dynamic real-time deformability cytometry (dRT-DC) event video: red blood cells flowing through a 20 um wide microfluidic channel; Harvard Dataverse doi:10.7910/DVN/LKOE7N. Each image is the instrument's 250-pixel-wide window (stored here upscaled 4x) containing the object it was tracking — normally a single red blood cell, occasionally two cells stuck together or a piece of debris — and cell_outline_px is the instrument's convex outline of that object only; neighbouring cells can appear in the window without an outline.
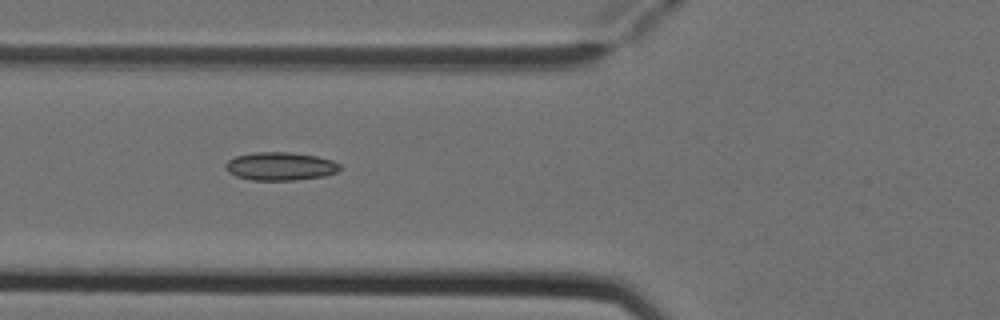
{"species": "Egyptian fruit bat (a non-hibernating species)", "species_latin": "Rousettus aegyptiacus", "temperature_condition": "cold", "stored_images_in_passage": 6, "camera_frame_rate_fps": 3000, "um_per_image_px": 0.085, "animal": {"sex": "female"}, "frame": {"image": 1, "passage_image": 5, "time_ms": 1.333, "image_size_px": [1000, 320], "cell_outline_px": [[340, 168], [336, 172], [324, 176], [296, 180], [252, 180], [236, 176], [228, 172], [224, 168], [224, 164], [228, 160], [236, 156], [256, 152], [288, 152], [316, 156], [332, 160], [340, 164]], "centroid_in_image_um": [23.8, 14.13], "position_along_channel_um": 102.0, "area_um2": 18.79}}
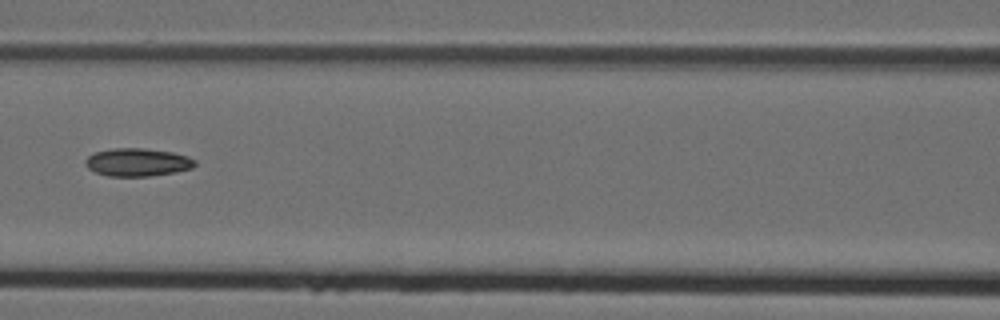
{"frame": {"image": 2, "passage_image": 6, "time_ms": 1.667, "image_size_px": [1000, 320], "cell_outline_px": [[196, 164], [192, 168], [176, 172], [148, 176], [108, 176], [96, 172], [88, 168], [84, 164], [84, 160], [88, 156], [96, 152], [112, 148], [144, 148], [172, 152], [188, 156], [196, 160]], "centroid_in_image_um": [11.69, 13.79], "position_along_channel_um": 154.9, "area_um2": 17.92}}